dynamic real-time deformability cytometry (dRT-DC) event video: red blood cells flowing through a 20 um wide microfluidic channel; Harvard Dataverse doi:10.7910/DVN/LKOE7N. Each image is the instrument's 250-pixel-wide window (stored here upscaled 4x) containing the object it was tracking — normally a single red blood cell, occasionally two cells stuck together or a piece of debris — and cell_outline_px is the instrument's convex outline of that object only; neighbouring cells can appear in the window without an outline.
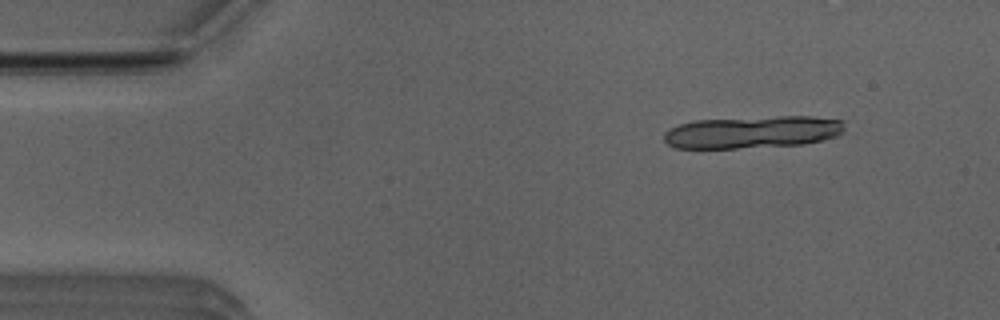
{"species": "Egyptian fruit bat (a non-hibernating species)", "species_latin": "Rousettus aegyptiacus", "temperature_condition": "room temperature", "stored_images_in_passage": 12, "camera_frame_rate_fps": 3000, "um_per_image_px": 0.085, "animal": {"sex": "male"}, "frame": {"image": 1, "passage_image": 1, "time_ms": 0.0, "image_size_px": [1000, 320], "cell_outline_px": [[844, 132], [836, 136], [804, 144], [736, 148], [676, 148], [668, 144], [664, 140], [664, 132], [668, 128], [692, 120], [780, 116], [812, 116], [844, 120]], "centroid_in_image_um": [63.96, 11.22], "position_along_channel_um": 21.0, "area_um2": 34.16}}